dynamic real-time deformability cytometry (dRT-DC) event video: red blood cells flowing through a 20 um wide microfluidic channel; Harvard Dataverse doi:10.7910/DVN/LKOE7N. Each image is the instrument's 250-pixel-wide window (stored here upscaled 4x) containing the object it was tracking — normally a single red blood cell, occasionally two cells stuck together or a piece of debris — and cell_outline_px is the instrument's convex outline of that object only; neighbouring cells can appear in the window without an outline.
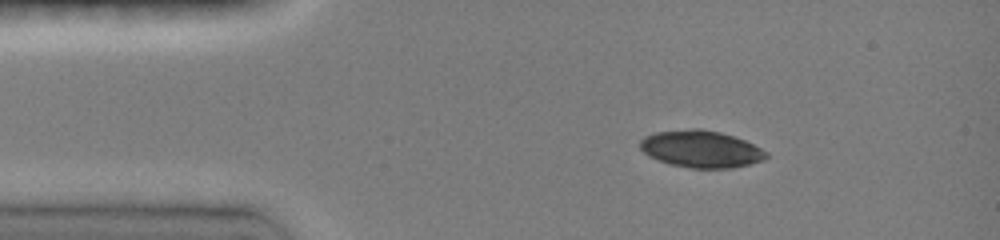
{"species": "common noctule bat (a hibernating species)", "species_latin": "Nyctalus noctula", "temperature_condition": "room temperature", "stored_images_in_passage": 5, "segment_of_instrument_passage": [1, 2], "camera_frame_rate_fps": 3000, "um_per_image_px": 0.085, "animal": {"sex": "female", "body_mass_g": 19.0, "forearm_length_mm": 51.5}, "frame": {"image": 1, "passage_image": 2, "time_ms": 1.0, "image_size_px": [1000, 240], "cell_outline_px": [[768, 156], [764, 160], [752, 164], [732, 168], [692, 168], [668, 164], [648, 156], [640, 148], [640, 140], [644, 136], [656, 132], [692, 128], [700, 128], [720, 132], [744, 140], [768, 152]], "centroid_in_image_um": [59.58, 12.67], "position_along_channel_um": 25.4, "area_um2": 27.34}}